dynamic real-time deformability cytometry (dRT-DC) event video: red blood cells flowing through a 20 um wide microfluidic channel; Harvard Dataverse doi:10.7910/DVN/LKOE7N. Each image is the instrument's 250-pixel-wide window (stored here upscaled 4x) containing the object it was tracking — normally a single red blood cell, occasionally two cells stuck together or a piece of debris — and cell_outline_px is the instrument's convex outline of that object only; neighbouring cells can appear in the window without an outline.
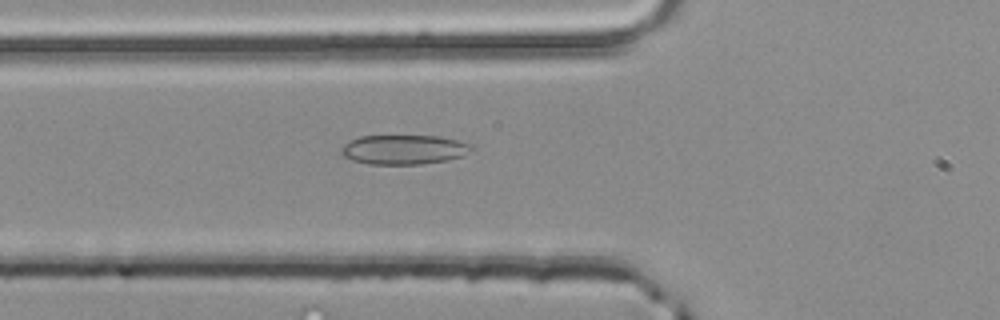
{"species": "common noctule bat (a hibernating species)", "species_latin": "Nyctalus noctula", "temperature_condition": "room temperature", "stored_images_in_passage": 35, "camera_frame_rate_fps": 3000, "um_per_image_px": 0.085, "animal": {"sex": "male", "body_mass_g": 20.4}, "frame": {"image": 1, "passage_image": 2, "time_ms": 0.333, "image_size_px": [1000, 320], "cell_outline_px": [[476, 148], [464, 156], [448, 160], [420, 164], [368, 164], [352, 160], [344, 156], [340, 152], [340, 148], [344, 144], [360, 136], [440, 136], [472, 144]], "centroid_in_image_um": [34.37, 12.72], "position_along_channel_um": 91.4, "area_um2": 22.54}}
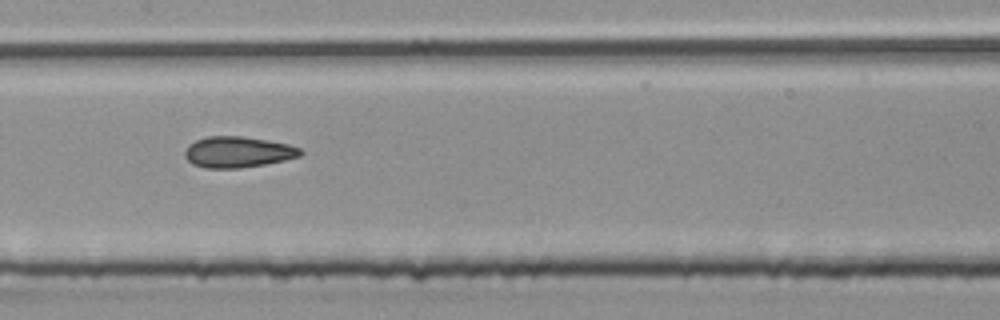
{"frame": {"image": 2, "passage_image": 9, "time_ms": 2.667, "image_size_px": [1000, 320], "cell_outline_px": [[304, 152], [300, 156], [284, 160], [264, 164], [240, 168], [204, 168], [192, 164], [184, 156], [184, 152], [188, 144], [196, 140], [208, 136], [240, 136], [268, 140], [288, 144], [300, 148]], "centroid_in_image_um": [20.2, 12.92], "position_along_channel_um": 187.2, "area_um2": 20.92}}
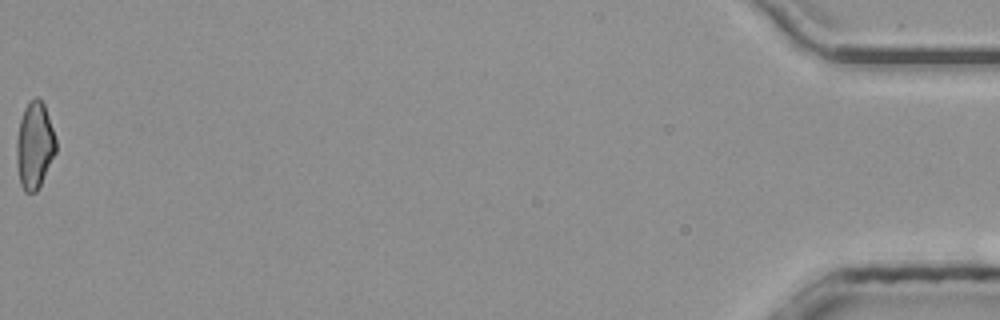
{"frame": {"image": 3, "passage_image": 35, "time_ms": 11.333, "image_size_px": [1000, 320], "cell_outline_px": [[56, 152], [36, 192], [24, 192], [20, 184], [16, 164], [16, 140], [20, 120], [24, 108], [36, 96], [44, 104], [56, 140]], "centroid_in_image_um": [2.91, 12.38], "position_along_channel_um": 432.3, "area_um2": 19.71}}